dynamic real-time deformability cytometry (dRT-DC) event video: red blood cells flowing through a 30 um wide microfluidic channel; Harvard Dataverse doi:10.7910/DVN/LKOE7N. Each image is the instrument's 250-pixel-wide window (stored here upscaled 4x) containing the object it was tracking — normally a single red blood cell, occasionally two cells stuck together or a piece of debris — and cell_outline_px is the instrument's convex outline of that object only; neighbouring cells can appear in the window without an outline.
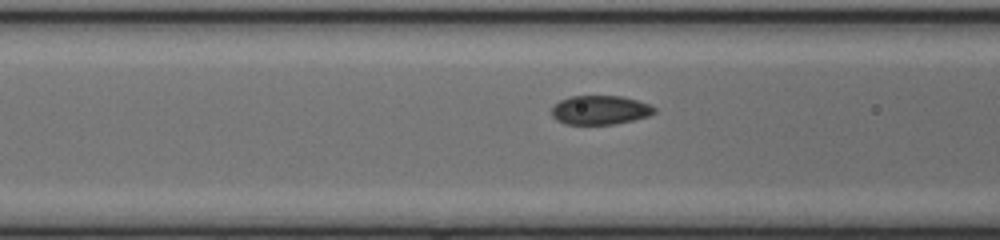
{"species": "common noctule bat (a hibernating species)", "species_latin": "Nyctalus noctula", "temperature_condition": "cold", "stored_images_in_passage": 33, "camera_frame_rate_fps": 3000, "um_per_image_px": 0.085, "animal": {"sex": "female", "body_mass_g": 17.0, "forearm_length_mm": 48.0}, "frame": {"image": 1, "passage_image": 16, "time_ms": 5.0, "image_size_px": [1000, 240], "cell_outline_px": [[656, 112], [648, 116], [632, 120], [612, 124], [564, 124], [556, 120], [552, 116], [552, 108], [560, 100], [572, 96], [620, 96], [636, 100], [648, 104], [656, 108]], "centroid_in_image_um": [50.99, 9.35], "position_along_channel_um": 115.6, "area_um2": 17.22}}
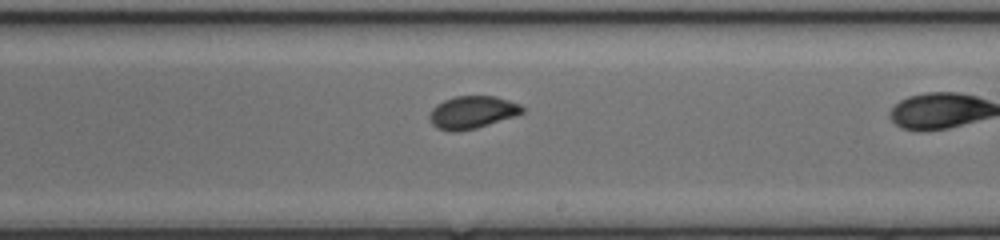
{"frame": {"image": 2, "passage_image": 26, "time_ms": 8.333, "image_size_px": [1000, 240], "cell_outline_px": [[524, 112], [516, 116], [476, 128], [456, 132], [452, 132], [436, 128], [432, 124], [428, 116], [432, 108], [436, 104], [444, 100], [456, 96], [496, 96], [520, 104], [524, 108]], "centroid_in_image_um": [40.13, 9.55], "position_along_channel_um": 248.9, "area_um2": 17.74}}
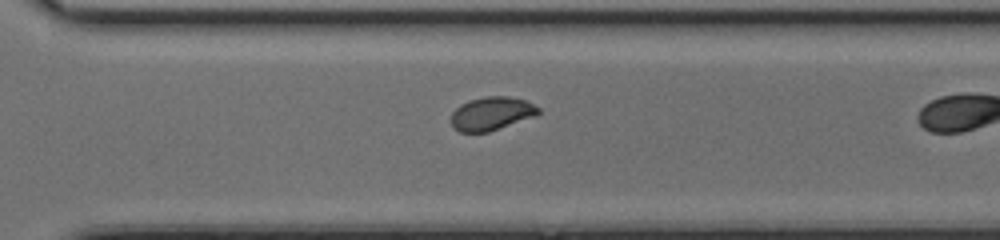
{"frame": {"image": 3, "passage_image": 32, "time_ms": 10.333, "image_size_px": [1000, 240], "cell_outline_px": [[540, 112], [536, 116], [488, 132], [460, 132], [452, 128], [452, 112], [460, 104], [468, 100], [484, 96], [508, 96], [524, 100], [540, 108]], "centroid_in_image_um": [41.77, 9.65], "position_along_channel_um": 328.8, "area_um2": 17.05}}